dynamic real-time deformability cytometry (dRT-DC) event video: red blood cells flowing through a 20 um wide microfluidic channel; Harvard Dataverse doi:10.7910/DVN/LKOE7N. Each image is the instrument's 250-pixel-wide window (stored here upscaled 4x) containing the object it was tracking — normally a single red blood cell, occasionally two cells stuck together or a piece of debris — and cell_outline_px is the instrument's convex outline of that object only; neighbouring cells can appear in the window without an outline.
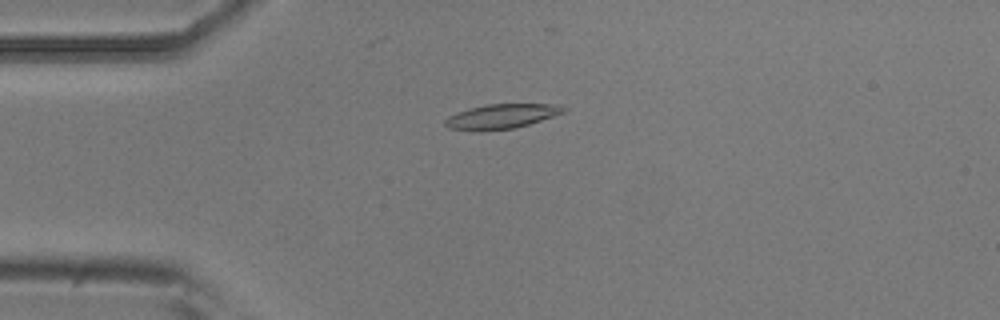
{"species": "common noctule bat (a hibernating species)", "species_latin": "Nyctalus noctula", "temperature_condition": "room temperature", "stored_images_in_passage": 10, "camera_frame_rate_fps": 3000, "um_per_image_px": 0.085, "animal": {"sex": "male", "body_mass_g": 20.5, "forearm_length_mm": 52.5}, "frame": {"image": 1, "passage_image": 5, "time_ms": 4.333, "image_size_px": [1000, 320], "cell_outline_px": [[568, 108], [564, 112], [528, 124], [512, 128], [480, 132], [472, 132], [448, 128], [444, 124], [444, 120], [448, 116], [456, 112], [468, 108], [484, 104], [564, 104]], "centroid_in_image_um": [42.57, 9.89], "position_along_channel_um": 42.4, "area_um2": 17.34}}
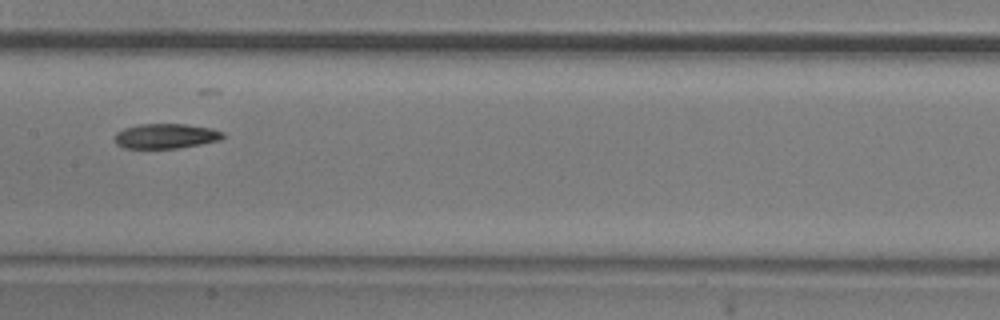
{"frame": {"image": 2, "passage_image": 9, "time_ms": 9.0, "image_size_px": [1000, 320], "cell_outline_px": [[224, 136], [220, 140], [200, 144], [176, 148], [124, 148], [116, 144], [116, 132], [124, 128], [136, 124], [188, 124], [212, 128], [224, 132]], "centroid_in_image_um": [14.1, 11.55], "position_along_channel_um": 193.3, "area_um2": 15.72}}
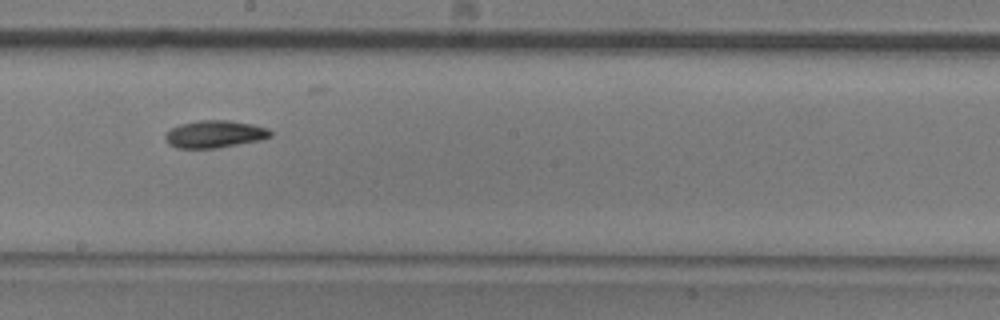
{"frame": {"image": 3, "passage_image": 10, "time_ms": 10.0, "image_size_px": [1000, 320], "cell_outline_px": [[272, 136], [260, 140], [216, 148], [176, 148], [168, 144], [164, 136], [172, 128], [180, 124], [200, 120], [228, 120], [252, 124], [268, 128], [272, 132]], "centroid_in_image_um": [18.25, 11.4], "position_along_channel_um": 229.9, "area_um2": 16.7}}